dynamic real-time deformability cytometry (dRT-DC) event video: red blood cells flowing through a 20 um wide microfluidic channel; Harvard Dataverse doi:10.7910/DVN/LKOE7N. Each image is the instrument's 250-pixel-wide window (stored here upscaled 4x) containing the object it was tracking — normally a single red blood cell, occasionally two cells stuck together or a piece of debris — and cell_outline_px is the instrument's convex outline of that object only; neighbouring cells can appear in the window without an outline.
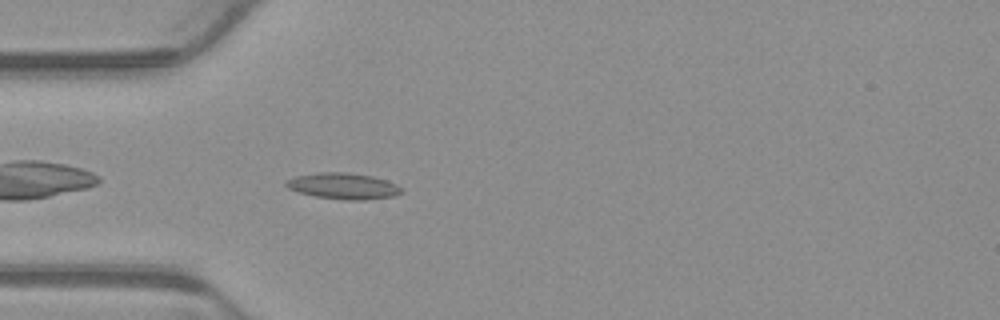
{"species": "common noctule bat (a hibernating species)", "species_latin": "Nyctalus noctula", "temperature_condition": "warm", "stored_images_in_passage": 4, "camera_frame_rate_fps": 3000, "um_per_image_px": 0.085, "animal": {"sex": "male", "body_mass_g": 23.1, "forearm_length_mm": 52.7}, "frame": {"image": 1, "passage_image": 4, "time_ms": 1.0, "image_size_px": [1000, 320], "cell_outline_px": [[404, 192], [392, 196], [364, 200], [348, 200], [316, 196], [300, 192], [288, 188], [284, 184], [284, 180], [296, 176], [320, 172], [348, 172], [372, 176], [396, 184], [404, 188]], "centroid_in_image_um": [29.18, 15.8], "position_along_channel_um": 55.8, "area_um2": 17.51}}